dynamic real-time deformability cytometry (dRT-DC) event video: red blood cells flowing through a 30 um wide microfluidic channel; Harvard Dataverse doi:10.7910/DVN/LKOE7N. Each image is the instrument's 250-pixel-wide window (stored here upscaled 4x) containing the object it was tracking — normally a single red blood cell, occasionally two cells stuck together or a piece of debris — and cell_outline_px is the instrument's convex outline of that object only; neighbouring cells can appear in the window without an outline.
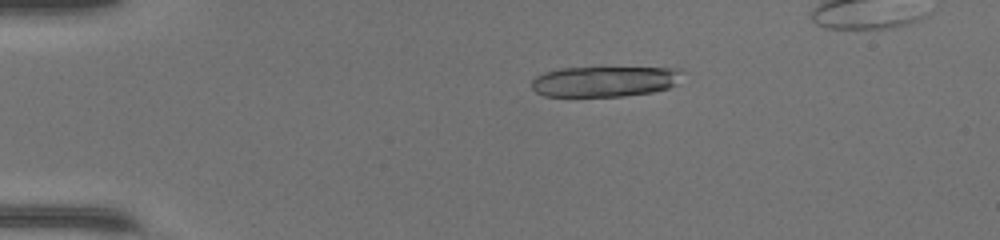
{"species": "common noctule bat (a hibernating species)", "species_latin": "Nyctalus noctula", "temperature_condition": "warm", "stored_images_in_passage": 19, "camera_frame_rate_fps": 3000, "um_per_image_px": 0.085, "animal": {"sex": "female", "body_mass_g": 17.0, "forearm_length_mm": 48.0}, "frame": {"image": 1, "passage_image": 11, "time_ms": 3.333, "image_size_px": [1000, 240], "cell_outline_px": [[680, 72], [676, 84], [668, 88], [652, 92], [624, 96], [544, 96], [536, 92], [532, 88], [532, 80], [536, 76], [544, 72], [560, 68], [680, 68]], "centroid_in_image_um": [51.35, 6.92], "position_along_channel_um": 33.7, "area_um2": 26.59}}